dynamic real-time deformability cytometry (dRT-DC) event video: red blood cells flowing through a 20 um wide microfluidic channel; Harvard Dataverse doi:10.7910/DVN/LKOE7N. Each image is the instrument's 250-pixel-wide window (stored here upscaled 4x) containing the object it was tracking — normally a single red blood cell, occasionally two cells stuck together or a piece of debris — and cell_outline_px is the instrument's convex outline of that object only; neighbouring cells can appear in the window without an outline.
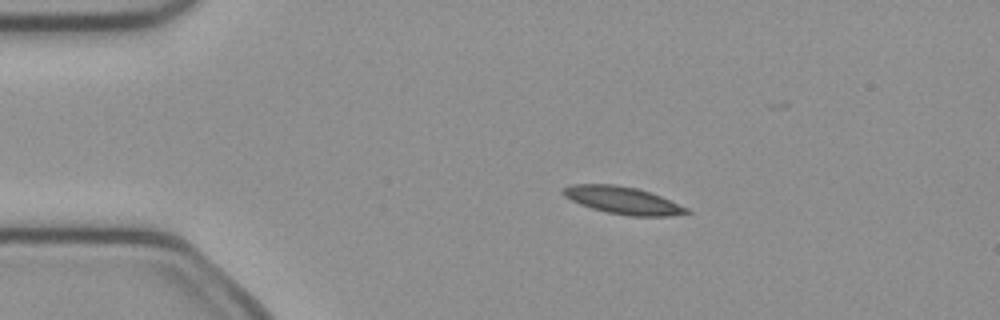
{"species": "common noctule bat (a hibernating species)", "species_latin": "Nyctalus noctula", "temperature_condition": "cold", "stored_images_in_passage": 42, "camera_frame_rate_fps": 3000, "um_per_image_px": 0.085, "animal": {"sex": "female", "body_mass_g": 21.9}, "frame": {"image": 1, "passage_image": 1, "time_ms": 0.0, "image_size_px": [1000, 320], "cell_outline_px": [[692, 212], [672, 216], [632, 216], [608, 212], [592, 208], [580, 204], [564, 196], [560, 192], [564, 188], [572, 184], [612, 184], [636, 188], [660, 196], [688, 208]], "centroid_in_image_um": [52.94, 17.03], "position_along_channel_um": 32.1, "area_um2": 19.42}}
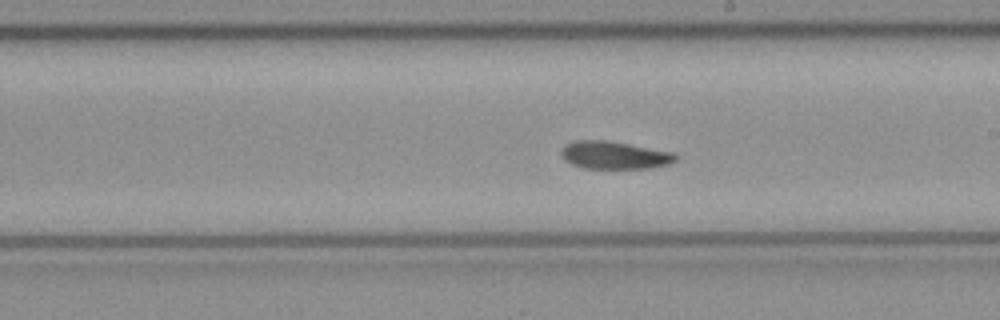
{"frame": {"image": 2, "passage_image": 20, "time_ms": 6.333, "image_size_px": [1000, 320], "cell_outline_px": [[676, 160], [668, 164], [648, 168], [584, 168], [572, 164], [564, 160], [560, 156], [560, 148], [564, 144], [572, 140], [608, 140], [672, 152], [676, 156]], "centroid_in_image_um": [52.13, 13.17], "position_along_channel_um": 236.9, "area_um2": 18.55}}
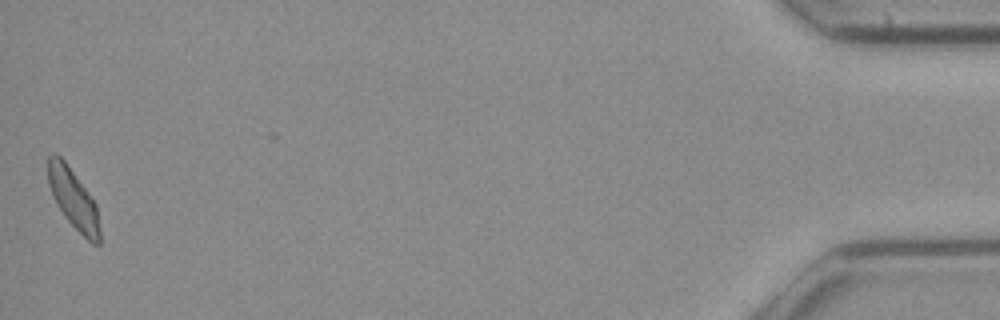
{"frame": {"image": 3, "passage_image": 42, "time_ms": 13.667, "image_size_px": [1000, 320], "cell_outline_px": [[100, 244], [92, 244], [68, 220], [56, 204], [52, 196], [48, 184], [48, 156], [52, 152], [56, 152], [64, 160], [96, 204], [100, 228]], "centroid_in_image_um": [6.22, 16.89], "position_along_channel_um": 429.0, "area_um2": 17.8}, "authors_computed_cell_mechanics": {"area_um2": 18.8139, "velocity_mm_per_s": 3.9837, "shape_relaxation_time_tau1_ms": null, "shape_relaxation_time_tau2_ms": 9.9802, "deformation_change_tau1": null, "deformation_change_tau2": 0.1692}}